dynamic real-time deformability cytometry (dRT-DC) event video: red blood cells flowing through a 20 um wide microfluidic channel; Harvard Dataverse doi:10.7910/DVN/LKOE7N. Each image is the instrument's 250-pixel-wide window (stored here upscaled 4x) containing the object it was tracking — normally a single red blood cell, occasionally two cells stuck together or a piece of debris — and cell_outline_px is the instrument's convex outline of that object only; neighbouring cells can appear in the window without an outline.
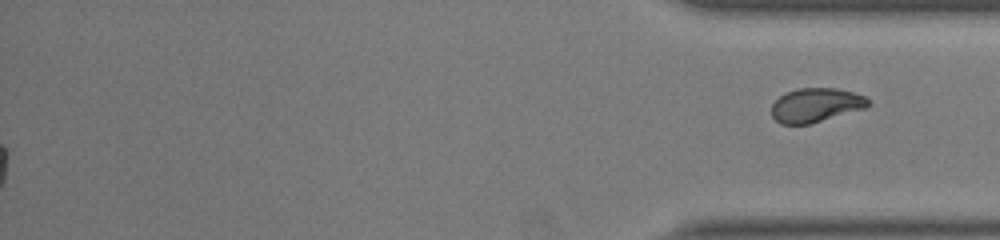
{"species": "common noctule bat (a hibernating species)", "species_latin": "Nyctalus noctula", "temperature_condition": "room temperature", "stored_images_in_passage": 41, "segment_of_instrument_passage": [2, 2], "camera_frame_rate_fps": 3000, "um_per_image_px": 0.085, "animal": {"sex": "female", "body_mass_g": 22.0, "forearm_length_mm": 56.7}, "frame": {"image": 1, "passage_image": 41, "time_ms": 13.333, "image_size_px": [1000, 240], "cell_outline_px": [[868, 104], [864, 108], [808, 124], [780, 124], [772, 116], [772, 104], [780, 96], [788, 92], [800, 88], [836, 88], [852, 92], [864, 96], [868, 100]], "centroid_in_image_um": [69.31, 8.93], "position_along_channel_um": 365.9, "area_um2": 18.73}}